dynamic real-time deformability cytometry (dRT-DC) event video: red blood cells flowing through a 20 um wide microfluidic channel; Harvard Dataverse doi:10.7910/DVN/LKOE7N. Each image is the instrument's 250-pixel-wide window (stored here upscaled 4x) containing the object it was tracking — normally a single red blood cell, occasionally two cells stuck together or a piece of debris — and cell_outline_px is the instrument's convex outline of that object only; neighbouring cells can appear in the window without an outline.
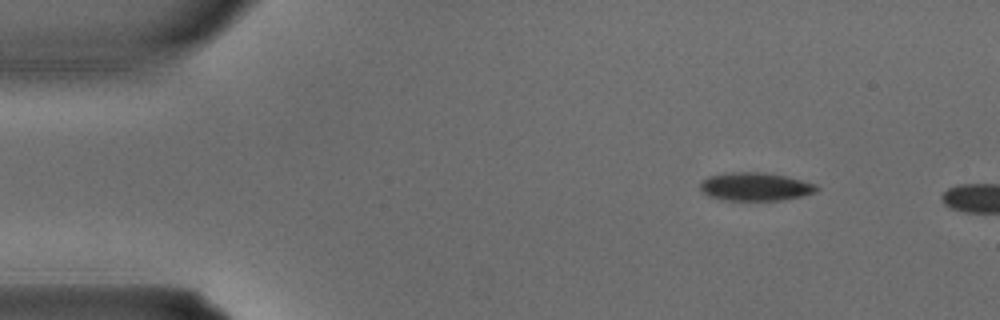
{"species": "common noctule bat (a hibernating species)", "species_latin": "Nyctalus noctula", "temperature_condition": "warm", "stored_images_in_passage": 2, "camera_frame_rate_fps": 3000, "um_per_image_px": 0.085, "animal": {"sex": "male", "body_mass_g": 15.6}, "frame": {"image": 1, "passage_image": 1, "time_ms": 0.0, "image_size_px": [1000, 320], "cell_outline_px": [[820, 188], [816, 192], [800, 196], [780, 200], [728, 200], [708, 196], [700, 188], [700, 184], [708, 176], [724, 172], [764, 172], [784, 176], [816, 184]], "centroid_in_image_um": [64.19, 15.85], "position_along_channel_um": 20.8, "area_um2": 19.02}}